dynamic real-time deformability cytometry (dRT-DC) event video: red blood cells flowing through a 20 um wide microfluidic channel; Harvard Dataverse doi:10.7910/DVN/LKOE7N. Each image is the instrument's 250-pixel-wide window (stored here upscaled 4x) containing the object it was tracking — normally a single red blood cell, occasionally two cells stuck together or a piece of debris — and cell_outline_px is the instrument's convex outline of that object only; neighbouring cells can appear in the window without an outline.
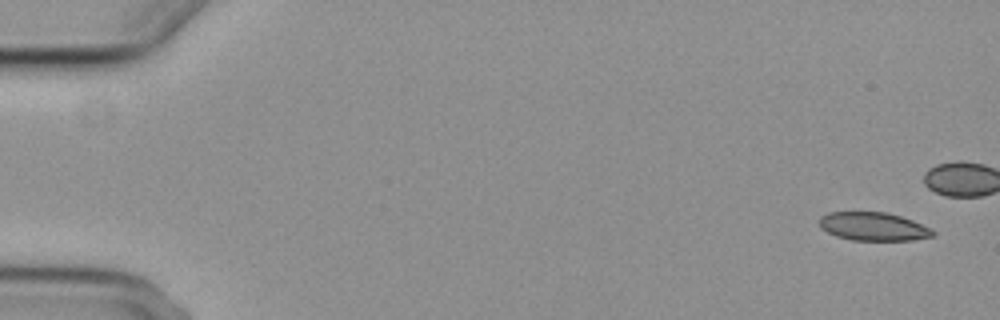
{"species": "common noctule bat (a hibernating species)", "species_latin": "Nyctalus noctula", "temperature_condition": "cold", "stored_images_in_passage": 6, "camera_frame_rate_fps": 3000, "um_per_image_px": 0.085, "animal": {"sex": "female", "body_mass_g": 29.2, "forearm_length_mm": 56.3}, "frame": {"image": 1, "passage_image": 1, "time_ms": 0.0, "image_size_px": [1000, 320], "cell_outline_px": [[936, 232], [932, 236], [912, 240], [852, 240], [836, 236], [820, 228], [820, 216], [828, 212], [888, 212], [912, 220]], "centroid_in_image_um": [74.2, 19.25], "position_along_channel_um": 10.8, "area_um2": 18.61}}
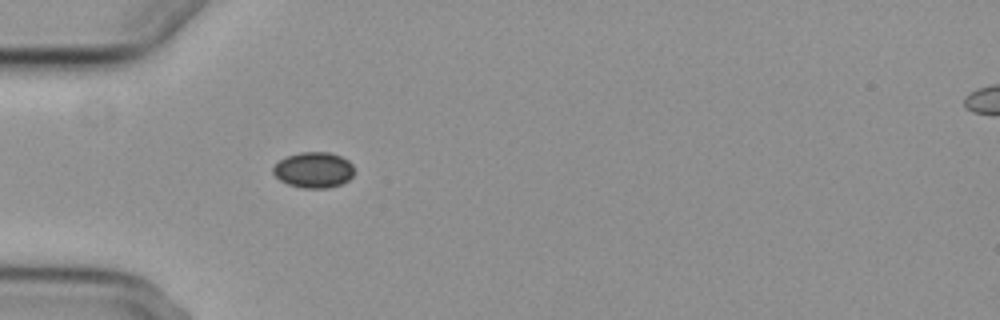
{"frame": {"image": 2, "passage_image": 6, "time_ms": 6.333, "image_size_px": [1000, 320], "cell_outline_px": [[352, 176], [348, 180], [340, 184], [328, 188], [304, 188], [288, 184], [280, 180], [272, 172], [272, 168], [280, 160], [288, 156], [300, 152], [328, 152], [340, 156], [348, 160], [352, 164]], "centroid_in_image_um": [26.65, 14.45], "position_along_channel_um": 58.4, "area_um2": 16.7}}